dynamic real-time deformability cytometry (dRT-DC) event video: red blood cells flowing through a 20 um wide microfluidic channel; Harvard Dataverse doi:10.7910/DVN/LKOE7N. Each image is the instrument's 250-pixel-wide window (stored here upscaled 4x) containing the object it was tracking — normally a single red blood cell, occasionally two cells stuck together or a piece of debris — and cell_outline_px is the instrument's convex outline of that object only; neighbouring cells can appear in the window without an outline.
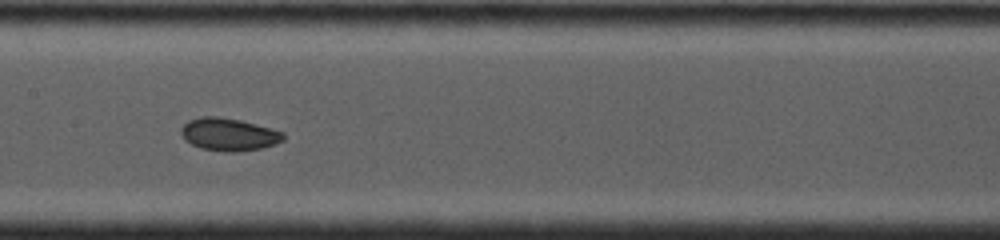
{"species": "common noctule bat (a hibernating species)", "species_latin": "Nyctalus noctula", "temperature_condition": "cold", "stored_images_in_passage": 11, "camera_frame_rate_fps": 4000, "um_per_image_px": 0.085, "animal": {"sex": "female", "body_mass_g": 19.0, "forearm_length_mm": 53.3}, "frame": {"image": 1, "passage_image": 7, "time_ms": 6.0, "image_size_px": [1000, 240], "cell_outline_px": [[284, 140], [276, 144], [260, 148], [236, 152], [228, 152], [200, 148], [184, 140], [180, 132], [180, 128], [188, 120], [200, 116], [220, 116], [240, 120], [256, 124], [284, 132]], "centroid_in_image_um": [19.42, 11.41], "position_along_channel_um": 188.0, "area_um2": 19.59}}
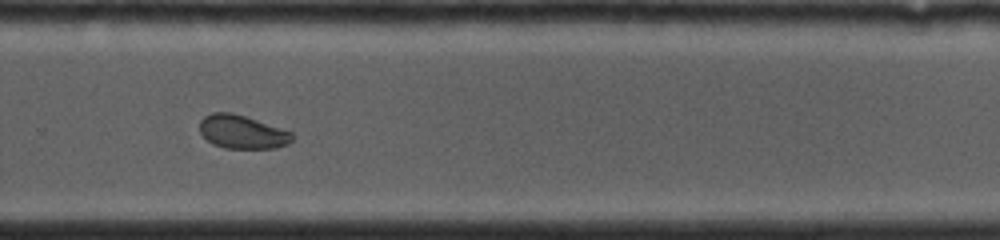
{"frame": {"image": 2, "passage_image": 10, "time_ms": 9.0, "image_size_px": [1000, 240], "cell_outline_px": [[292, 140], [288, 144], [276, 148], [224, 148], [212, 144], [200, 132], [200, 120], [204, 116], [212, 112], [232, 112], [292, 132]], "centroid_in_image_um": [20.56, 11.21], "position_along_channel_um": 309.2, "area_um2": 17.92}}
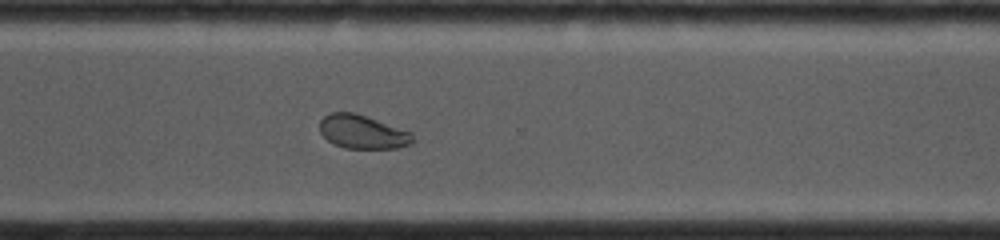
{"frame": {"image": 3, "passage_image": 11, "time_ms": 9.75, "image_size_px": [1000, 240], "cell_outline_px": [[416, 140], [412, 144], [396, 148], [344, 148], [332, 144], [320, 132], [320, 120], [324, 116], [332, 112], [352, 112], [412, 132]], "centroid_in_image_um": [30.83, 11.23], "position_along_channel_um": 339.8, "area_um2": 18.21}}